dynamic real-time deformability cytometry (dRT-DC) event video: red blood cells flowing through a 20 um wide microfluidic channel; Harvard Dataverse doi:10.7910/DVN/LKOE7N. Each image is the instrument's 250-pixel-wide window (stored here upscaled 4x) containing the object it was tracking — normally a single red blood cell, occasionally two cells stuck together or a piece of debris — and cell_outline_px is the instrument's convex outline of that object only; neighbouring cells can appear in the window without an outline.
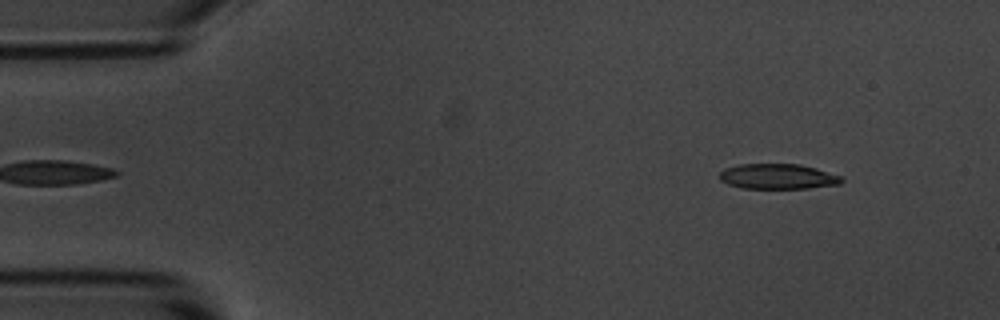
{"species": "common noctule bat (a hibernating species)", "species_latin": "Nyctalus noctula", "temperature_condition": "room temperature", "stored_images_in_passage": 5, "segment_of_instrument_passage": [2, 2], "camera_frame_rate_fps": 3000, "um_per_image_px": 0.085, "animal": {"sex": "male", "body_mass_g": 20.1, "forearm_length_mm": 53.5}, "frame": {"image": 1, "passage_image": 5, "time_ms": 5.667, "image_size_px": [1000, 320], "cell_outline_px": [[844, 180], [840, 184], [808, 188], [744, 188], [728, 184], [720, 180], [720, 172], [724, 168], [740, 164], [800, 164], [816, 168], [844, 176]], "centroid_in_image_um": [66.16, 14.99], "position_along_channel_um": 18.8, "area_um2": 18.03}}